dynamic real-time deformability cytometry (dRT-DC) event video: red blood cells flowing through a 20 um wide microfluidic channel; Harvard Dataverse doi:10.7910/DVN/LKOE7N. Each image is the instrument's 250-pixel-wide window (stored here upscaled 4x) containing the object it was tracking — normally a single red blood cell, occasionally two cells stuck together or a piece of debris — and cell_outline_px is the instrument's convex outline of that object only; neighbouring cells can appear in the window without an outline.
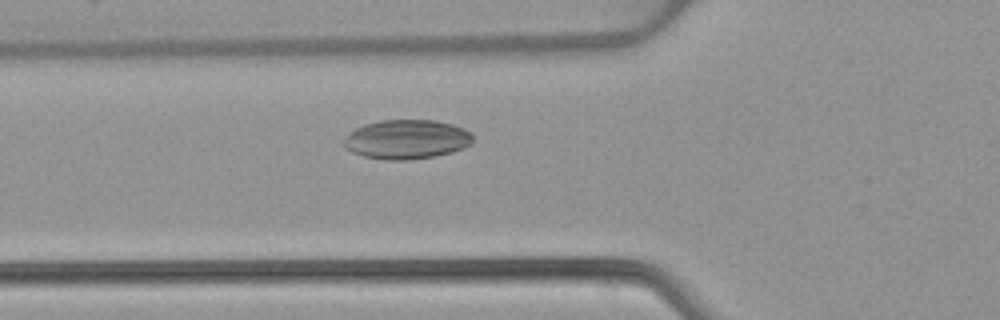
{"species": "common noctule bat (a hibernating species)", "species_latin": "Nyctalus noctula", "temperature_condition": "warm", "stored_images_in_passage": 49, "camera_frame_rate_fps": 3000, "um_per_image_px": 0.085, "animal": {"sex": "female", "body_mass_g": 22.7, "forearm_length_mm": 54.2}, "frame": {"image": 1, "passage_image": 16, "time_ms": 5.0, "image_size_px": [1000, 320], "cell_outline_px": [[472, 144], [464, 148], [452, 152], [432, 156], [408, 160], [384, 160], [364, 156], [352, 152], [344, 148], [340, 144], [344, 136], [356, 128], [364, 124], [380, 120], [436, 120], [452, 124], [464, 128], [472, 132]], "centroid_in_image_um": [34.53, 11.84], "position_along_channel_um": 91.3, "area_um2": 29.94}}
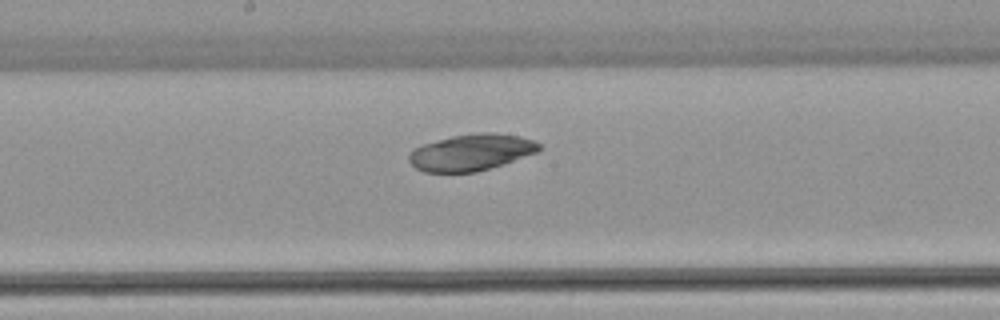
{"frame": {"image": 2, "passage_image": 25, "time_ms": 8.0, "image_size_px": [1000, 320], "cell_outline_px": [[540, 148], [536, 152], [476, 172], [424, 172], [416, 168], [408, 160], [408, 156], [412, 148], [424, 144], [452, 136], [484, 132], [492, 132], [520, 136], [536, 140], [540, 144]], "centroid_in_image_um": [40.02, 12.94], "position_along_channel_um": 208.2, "area_um2": 27.34}}
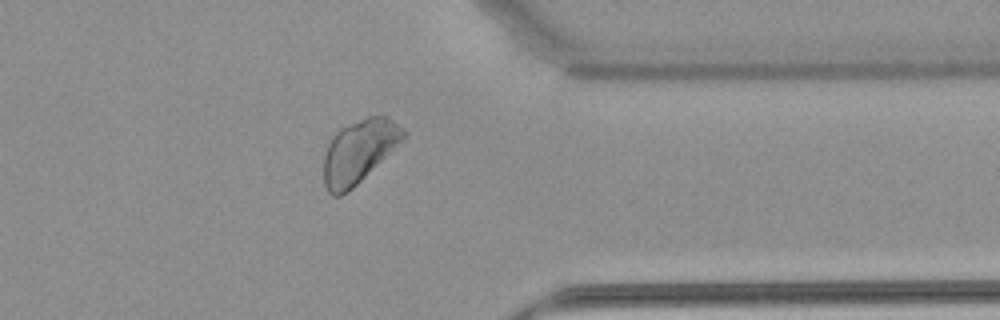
{"frame": {"image": 3, "passage_image": 39, "time_ms": 12.667, "image_size_px": [1000, 320], "cell_outline_px": [[408, 132], [404, 140], [352, 188], [340, 196], [332, 196], [328, 192], [324, 184], [324, 152], [328, 140], [340, 128], [348, 124], [368, 116], [384, 116], [392, 120], [404, 128]], "centroid_in_image_um": [30.5, 12.86], "position_along_channel_um": 380.9, "area_um2": 29.36}}